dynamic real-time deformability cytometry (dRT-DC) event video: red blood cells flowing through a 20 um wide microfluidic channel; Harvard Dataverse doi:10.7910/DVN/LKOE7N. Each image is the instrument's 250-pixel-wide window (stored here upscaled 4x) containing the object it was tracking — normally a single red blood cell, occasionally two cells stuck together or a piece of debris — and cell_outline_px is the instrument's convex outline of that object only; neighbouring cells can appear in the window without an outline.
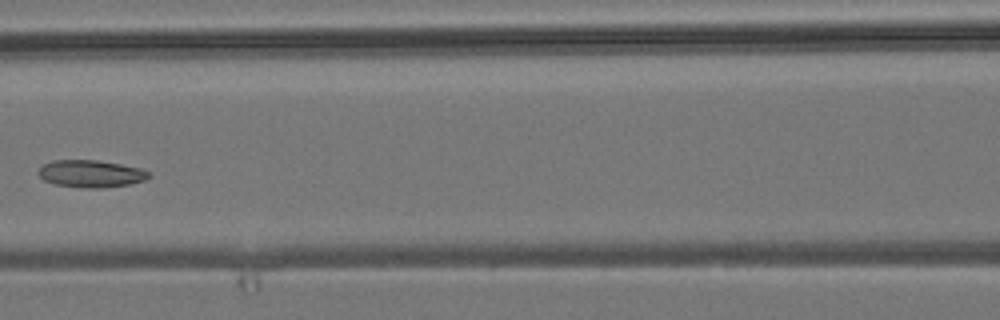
{"species": "common noctule bat (a hibernating species)", "species_latin": "Nyctalus noctula", "temperature_condition": "room temperature", "stored_images_in_passage": 7, "camera_frame_rate_fps": 3000, "um_per_image_px": 0.085, "animal": {"sex": "male", "body_mass_g": 19.2, "forearm_length_mm": 51.8}, "frame": {"image": 1, "passage_image": 6, "time_ms": 6.0, "image_size_px": [1000, 320], "cell_outline_px": [[152, 176], [144, 180], [128, 184], [104, 188], [80, 188], [56, 184], [44, 180], [36, 172], [44, 164], [52, 160], [96, 160], [120, 164], [140, 168], [148, 172]], "centroid_in_image_um": [7.71, 14.77], "position_along_channel_um": 158.9, "area_um2": 17.51}}
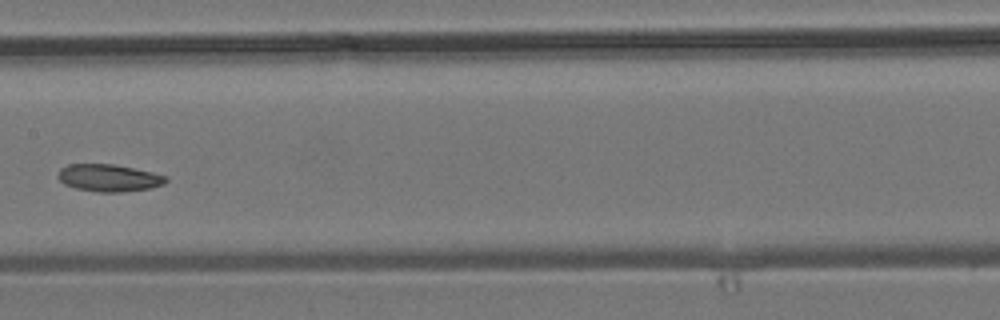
{"frame": {"image": 2, "passage_image": 7, "time_ms": 7.0, "image_size_px": [1000, 320], "cell_outline_px": [[168, 180], [164, 184], [152, 188], [120, 192], [96, 192], [76, 188], [64, 184], [56, 176], [60, 168], [68, 164], [112, 164], [152, 172], [168, 176]], "centroid_in_image_um": [9.25, 15.12], "position_along_channel_um": 198.2, "area_um2": 17.22}}